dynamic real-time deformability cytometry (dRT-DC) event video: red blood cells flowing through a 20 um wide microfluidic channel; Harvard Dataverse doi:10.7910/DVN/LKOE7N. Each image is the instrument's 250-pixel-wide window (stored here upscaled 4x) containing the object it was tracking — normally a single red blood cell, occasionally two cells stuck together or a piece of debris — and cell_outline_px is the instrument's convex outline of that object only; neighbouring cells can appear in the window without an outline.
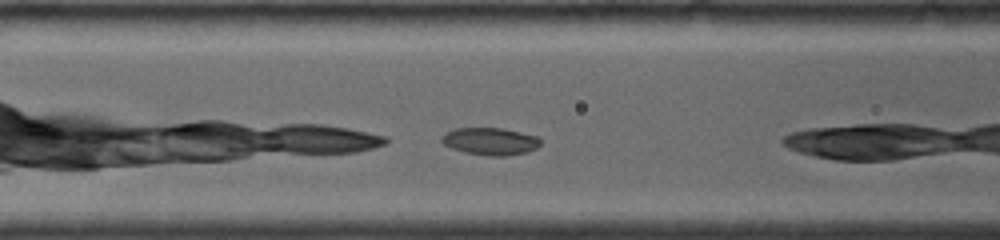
{"species": "common noctule bat (a hibernating species)", "species_latin": "Nyctalus noctula", "temperature_condition": "room temperature", "stored_images_in_passage": 7, "camera_frame_rate_fps": 4000, "um_per_image_px": 0.085, "animal": {"sex": "female", "body_mass_g": 19.0, "forearm_length_mm": 56.7}, "frame": {"image": 1, "passage_image": 4, "time_ms": 1.5, "image_size_px": [1000, 240], "cell_outline_px": [[540, 144], [536, 148], [528, 152], [504, 156], [488, 156], [464, 152], [452, 148], [444, 144], [440, 140], [440, 136], [456, 128], [504, 128], [540, 136]], "centroid_in_image_um": [41.7, 12.01], "position_along_channel_um": 124.9, "area_um2": 15.9}}
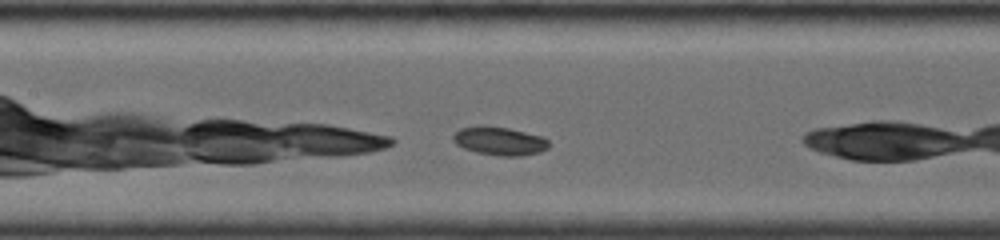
{"frame": {"image": 2, "passage_image": 6, "time_ms": 2.5, "image_size_px": [1000, 240], "cell_outline_px": [[548, 148], [540, 152], [520, 156], [500, 156], [476, 152], [464, 148], [456, 144], [452, 140], [452, 136], [460, 128], [480, 124], [484, 124], [508, 128], [544, 136], [548, 140]], "centroid_in_image_um": [42.45, 11.96], "position_along_channel_um": 165.0, "area_um2": 16.13}}